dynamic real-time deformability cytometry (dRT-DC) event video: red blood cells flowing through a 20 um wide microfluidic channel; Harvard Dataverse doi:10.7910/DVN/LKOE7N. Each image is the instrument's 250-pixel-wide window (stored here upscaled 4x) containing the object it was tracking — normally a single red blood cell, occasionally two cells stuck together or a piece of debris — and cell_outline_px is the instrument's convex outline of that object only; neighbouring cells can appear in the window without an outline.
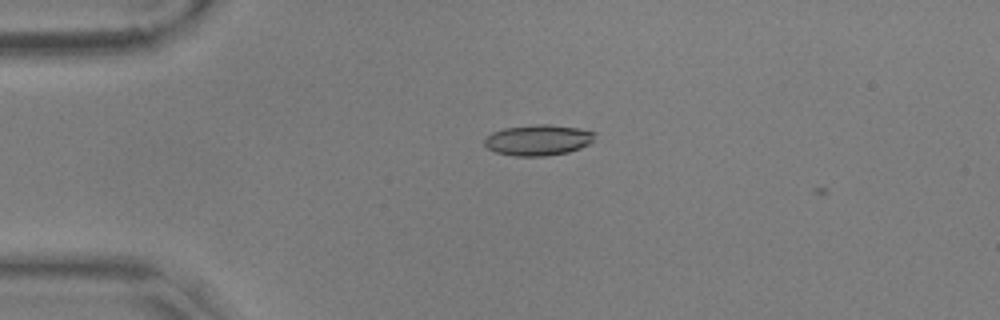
{"species": "common noctule bat (a hibernating species)", "species_latin": "Nyctalus noctula", "temperature_condition": "warm", "stored_images_in_passage": 2, "camera_frame_rate_fps": 3000, "um_per_image_px": 0.085, "animal": {"sex": "male", "body_mass_g": 17.9, "forearm_length_mm": 54.2}, "frame": {"image": 1, "passage_image": 1, "time_ms": 0.0, "image_size_px": [1000, 320], "cell_outline_px": [[596, 132], [592, 140], [588, 144], [580, 148], [568, 152], [544, 156], [516, 156], [496, 152], [488, 148], [484, 144], [484, 140], [492, 132], [504, 128], [536, 124], [548, 124], [576, 128]], "centroid_in_image_um": [45.73, 11.9], "position_along_channel_um": 39.3, "area_um2": 19.59}}